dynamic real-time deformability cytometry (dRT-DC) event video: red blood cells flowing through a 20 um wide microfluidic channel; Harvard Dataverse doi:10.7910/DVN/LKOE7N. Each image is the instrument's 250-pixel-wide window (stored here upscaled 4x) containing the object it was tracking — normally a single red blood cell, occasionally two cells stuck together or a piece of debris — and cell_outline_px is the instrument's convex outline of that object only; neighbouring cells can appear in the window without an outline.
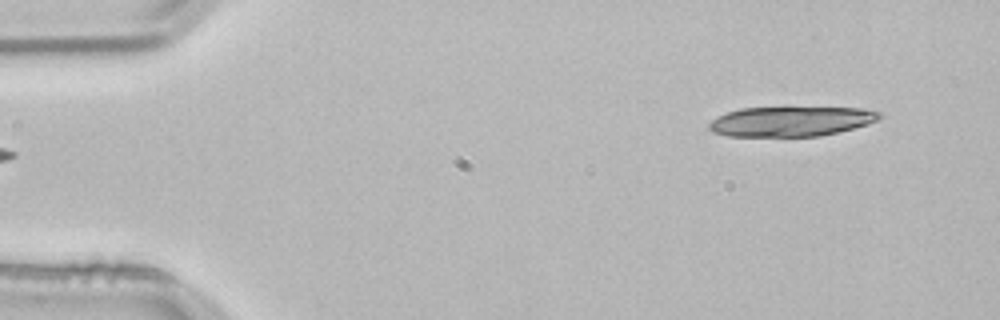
{"species": "common noctule bat (a hibernating species)", "species_latin": "Nyctalus noctula", "temperature_condition": "room temperature", "stored_images_in_passage": 5, "camera_frame_rate_fps": 3000, "um_per_image_px": 0.085, "animal": {"sex": "male", "body_mass_g": 21.5, "forearm_length_mm": 52.0}, "frame": {"image": 1, "passage_image": 5, "time_ms": 1.333, "image_size_px": [1000, 320], "cell_outline_px": [[884, 116], [868, 124], [820, 136], [728, 136], [712, 132], [708, 128], [708, 124], [716, 116], [740, 108], [788, 104], [856, 108], [880, 112]], "centroid_in_image_um": [67.2, 10.25], "position_along_channel_um": 17.8, "area_um2": 31.04}}